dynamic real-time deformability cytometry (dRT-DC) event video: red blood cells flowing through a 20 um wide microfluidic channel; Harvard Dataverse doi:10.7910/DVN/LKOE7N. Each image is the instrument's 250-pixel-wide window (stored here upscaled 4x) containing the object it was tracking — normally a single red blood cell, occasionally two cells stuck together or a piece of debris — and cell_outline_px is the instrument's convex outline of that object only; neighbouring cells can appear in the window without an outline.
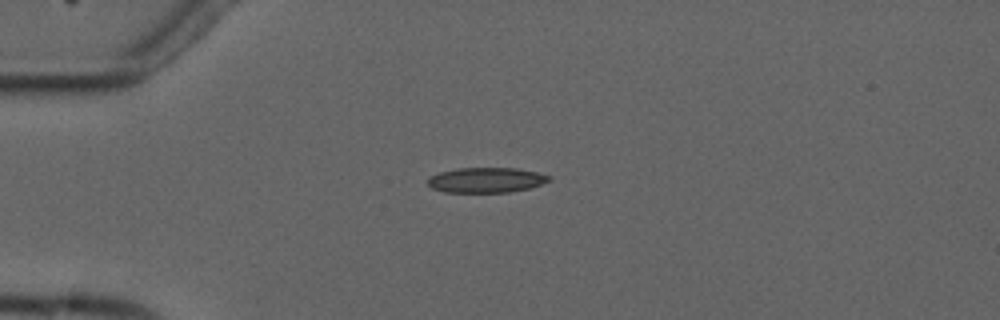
{"species": "common noctule bat (a hibernating species)", "species_latin": "Nyctalus noctula", "temperature_condition": "cold", "stored_images_in_passage": 5, "camera_frame_rate_fps": 3000, "um_per_image_px": 0.085, "animal": {"sex": "male", "forearm_length_mm": 52.5}, "frame": {"image": 1, "passage_image": 4, "time_ms": 3.333, "image_size_px": [1000, 320], "cell_outline_px": [[552, 180], [528, 188], [508, 192], [444, 192], [432, 188], [428, 184], [428, 180], [432, 176], [440, 172], [456, 168], [516, 168], [536, 172], [552, 176]], "centroid_in_image_um": [41.34, 15.3], "position_along_channel_um": 43.7, "area_um2": 17.63}}